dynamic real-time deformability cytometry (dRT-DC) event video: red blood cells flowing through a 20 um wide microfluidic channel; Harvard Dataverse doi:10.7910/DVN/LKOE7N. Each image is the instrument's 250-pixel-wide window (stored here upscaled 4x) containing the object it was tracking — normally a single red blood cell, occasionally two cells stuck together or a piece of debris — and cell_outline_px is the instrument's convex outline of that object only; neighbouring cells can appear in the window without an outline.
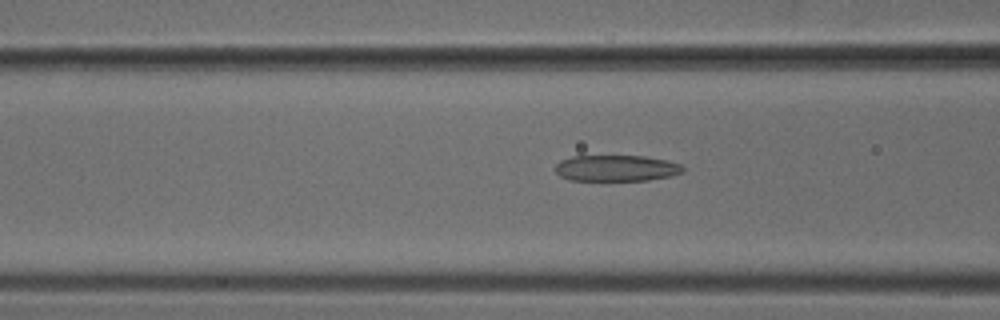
{"species": "common noctule bat (a hibernating species)", "species_latin": "Nyctalus noctula", "temperature_condition": "cold", "stored_images_in_passage": 51, "camera_frame_rate_fps": 3000, "um_per_image_px": 0.085, "animal": {"sex": "male", "body_mass_g": 18.8}, "frame": {"image": 1, "passage_image": 20, "time_ms": 6.333, "image_size_px": [1000, 320], "cell_outline_px": [[684, 172], [668, 176], [648, 180], [568, 180], [560, 176], [556, 172], [556, 164], [560, 160], [572, 156], [644, 156], [668, 160], [680, 164], [684, 168]], "centroid_in_image_um": [52.38, 14.29], "position_along_channel_um": 114.2, "area_um2": 19.42}}
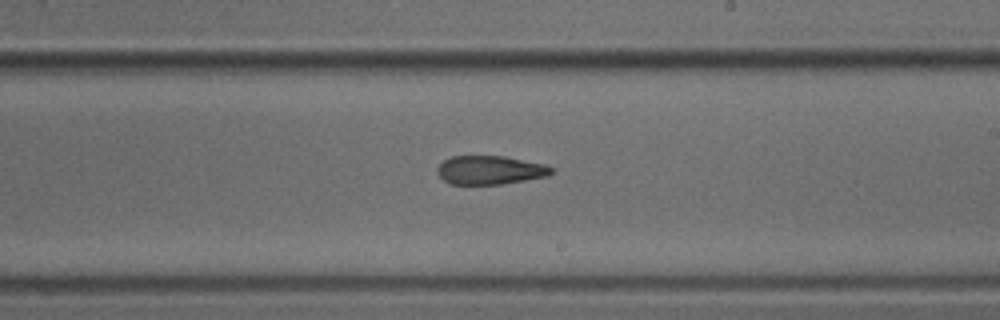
{"frame": {"image": 2, "passage_image": 30, "time_ms": 9.667, "image_size_px": [1000, 320], "cell_outline_px": [[556, 172], [548, 176], [500, 184], [448, 184], [436, 172], [436, 168], [444, 160], [452, 156], [504, 156], [548, 164]], "centroid_in_image_um": [41.68, 14.45], "position_along_channel_um": 247.3, "area_um2": 19.25}}
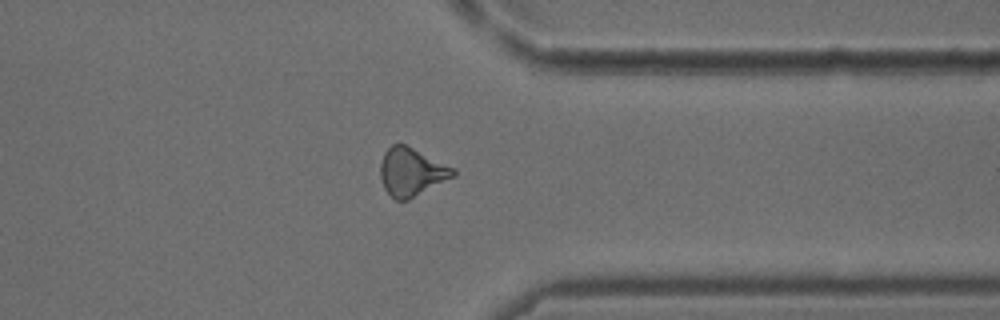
{"frame": {"image": 3, "passage_image": 40, "time_ms": 13.0, "image_size_px": [1000, 320], "cell_outline_px": [[456, 176], [408, 200], [396, 200], [384, 188], [380, 176], [380, 164], [384, 152], [392, 144], [404, 144], [456, 168]], "centroid_in_image_um": [35.0, 14.62], "position_along_channel_um": 376.4, "area_um2": 20.4}}